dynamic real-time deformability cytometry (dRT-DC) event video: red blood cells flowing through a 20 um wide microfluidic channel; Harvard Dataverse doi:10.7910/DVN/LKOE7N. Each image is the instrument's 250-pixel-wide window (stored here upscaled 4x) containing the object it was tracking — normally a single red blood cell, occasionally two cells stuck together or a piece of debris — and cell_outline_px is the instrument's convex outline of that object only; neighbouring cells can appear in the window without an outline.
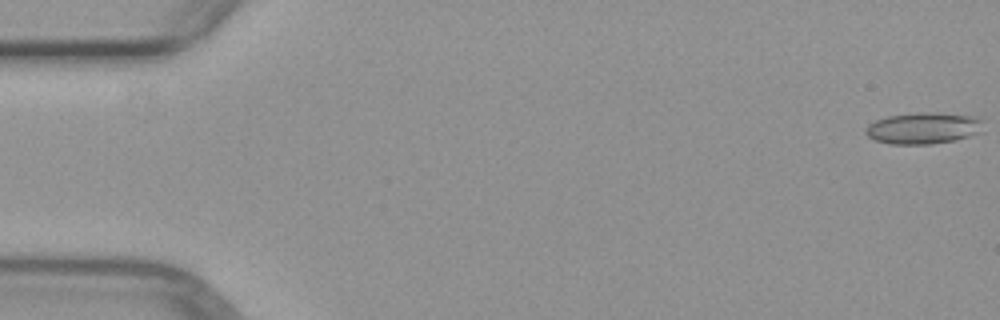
{"species": "common noctule bat (a hibernating species)", "species_latin": "Nyctalus noctula", "temperature_condition": "warm", "stored_images_in_passage": 4, "camera_frame_rate_fps": 3000, "um_per_image_px": 0.085, "animal": {"sex": "female", "body_mass_g": 29.2, "forearm_length_mm": 56.3}, "frame": {"image": 1, "passage_image": 1, "time_ms": 0.0, "image_size_px": [1000, 320], "cell_outline_px": [[984, 132], [956, 140], [932, 144], [888, 144], [876, 140], [868, 136], [864, 132], [868, 124], [876, 120], [888, 116], [924, 112], [936, 112], [972, 116], [984, 120]], "centroid_in_image_um": [78.54, 10.9], "position_along_channel_um": 6.5, "area_um2": 21.85}}
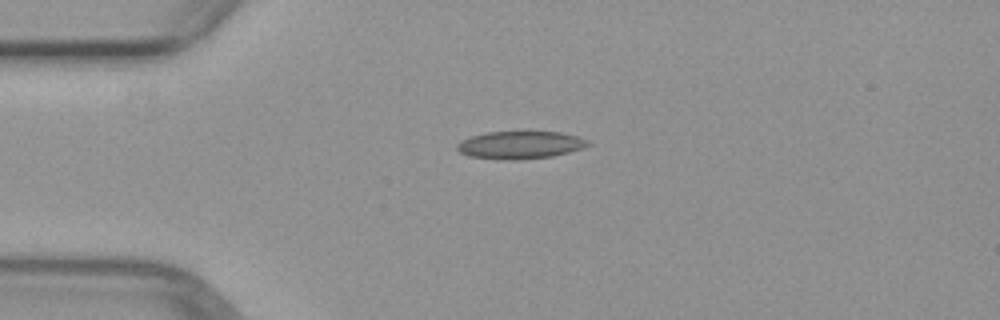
{"frame": {"image": 2, "passage_image": 4, "time_ms": 4.0, "image_size_px": [1000, 320], "cell_outline_px": [[592, 144], [568, 152], [552, 156], [520, 160], [512, 160], [468, 156], [460, 152], [456, 148], [456, 144], [460, 140], [472, 136], [488, 132], [528, 128], [560, 132], [576, 136], [588, 140]], "centroid_in_image_um": [44.21, 12.26], "position_along_channel_um": 40.8, "area_um2": 21.96}}